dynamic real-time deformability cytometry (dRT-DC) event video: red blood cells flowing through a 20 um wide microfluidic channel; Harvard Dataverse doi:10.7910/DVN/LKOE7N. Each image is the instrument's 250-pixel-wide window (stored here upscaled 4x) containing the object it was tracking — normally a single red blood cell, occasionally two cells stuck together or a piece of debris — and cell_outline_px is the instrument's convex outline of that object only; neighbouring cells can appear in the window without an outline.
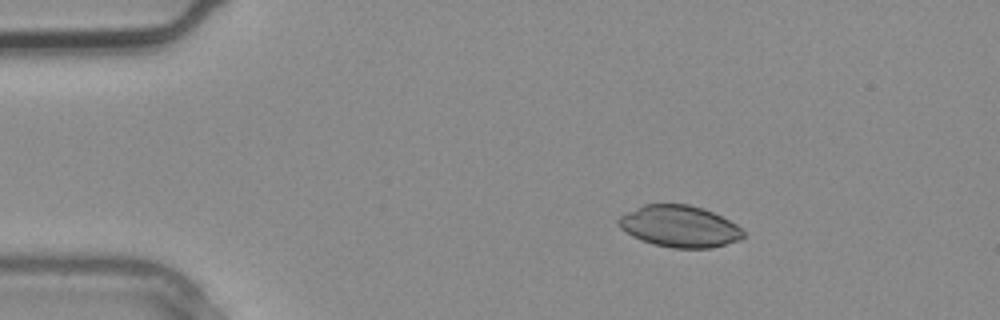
{"species": "common noctule bat (a hibernating species)", "species_latin": "Nyctalus noctula", "temperature_condition": "warm", "stored_images_in_passage": 4, "camera_frame_rate_fps": 3000, "um_per_image_px": 0.085, "animal": {"sex": "male", "body_mass_g": 20.4}, "frame": {"image": 1, "passage_image": 4, "time_ms": 1.0, "image_size_px": [1000, 320], "cell_outline_px": [[744, 236], [740, 240], [712, 248], [672, 248], [656, 244], [632, 236], [620, 228], [616, 220], [620, 216], [644, 204], [688, 204], [704, 208], [736, 224], [744, 232]], "centroid_in_image_um": [57.76, 19.24], "position_along_channel_um": 27.2, "area_um2": 30.06}}